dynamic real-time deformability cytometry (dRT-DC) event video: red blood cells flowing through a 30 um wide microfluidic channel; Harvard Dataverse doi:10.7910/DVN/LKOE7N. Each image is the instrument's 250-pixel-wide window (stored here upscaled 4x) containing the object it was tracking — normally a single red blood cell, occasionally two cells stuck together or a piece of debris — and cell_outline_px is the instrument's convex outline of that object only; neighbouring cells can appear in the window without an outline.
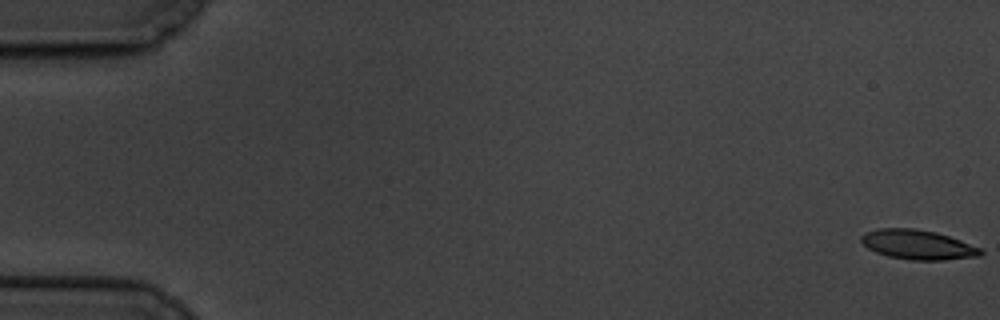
{"species": "common noctule bat (a hibernating species)", "species_latin": "Nyctalus noctula", "temperature_condition": "cold", "stored_images_in_passage": 60, "camera_frame_rate_fps": 3000, "um_per_image_px": 0.085, "animal": {"sex": "male", "body_mass_g": 19.5, "forearm_length_mm": 54.6}, "frame": {"image": 1, "passage_image": 1, "time_ms": 0.0, "image_size_px": [1000, 320], "cell_outline_px": [[984, 252], [980, 256], [944, 260], [912, 260], [888, 256], [876, 252], [868, 248], [860, 240], [860, 236], [864, 232], [880, 228], [916, 228], [936, 232], [960, 240], [980, 248]], "centroid_in_image_um": [78.0, 20.79], "position_along_channel_um": 7.0, "area_um2": 20.58}}
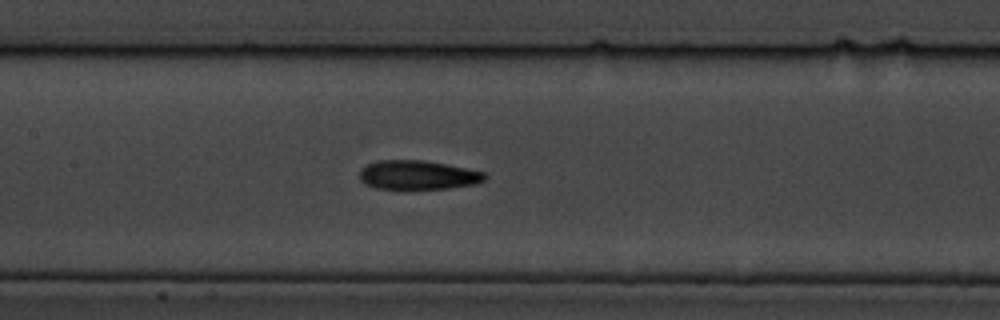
{"frame": {"image": 2, "passage_image": 29, "time_ms": 9.333, "image_size_px": [1000, 320], "cell_outline_px": [[488, 176], [484, 180], [476, 184], [448, 188], [408, 192], [376, 188], [364, 184], [360, 180], [360, 168], [376, 160], [424, 160], [484, 172]], "centroid_in_image_um": [35.46, 14.92], "position_along_channel_um": 171.9, "area_um2": 22.08}}
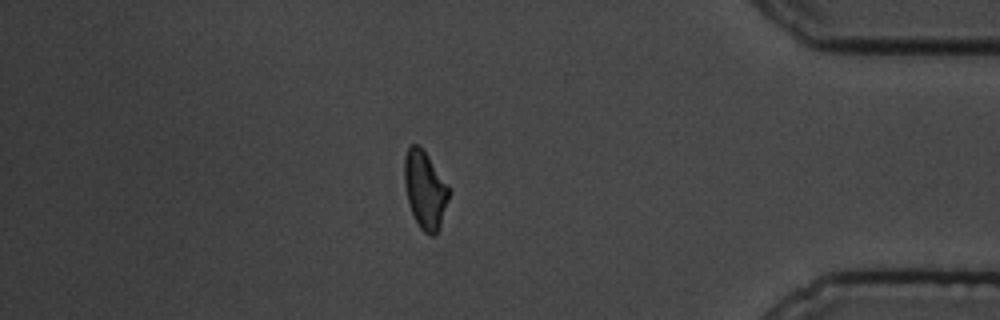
{"frame": {"image": 3, "passage_image": 52, "time_ms": 17.0, "image_size_px": [1000, 320], "cell_outline_px": [[448, 200], [440, 224], [436, 232], [432, 236], [424, 232], [420, 228], [408, 204], [404, 184], [404, 156], [408, 148], [412, 144], [416, 144], [428, 156], [448, 184]], "centroid_in_image_um": [36.1, 16.12], "position_along_channel_um": 399.1, "area_um2": 19.77}, "authors_computed_cell_mechanics": {"area_um2": 20.808, "velocity_mm_per_s": 3.3878, "shape_relaxation_time_tau1_ms": 4.1165, "shape_relaxation_time_tau2_ms": 4.332, "deformation_change_tau1": 0.1133, "deformation_change_tau2": 0.1058}}